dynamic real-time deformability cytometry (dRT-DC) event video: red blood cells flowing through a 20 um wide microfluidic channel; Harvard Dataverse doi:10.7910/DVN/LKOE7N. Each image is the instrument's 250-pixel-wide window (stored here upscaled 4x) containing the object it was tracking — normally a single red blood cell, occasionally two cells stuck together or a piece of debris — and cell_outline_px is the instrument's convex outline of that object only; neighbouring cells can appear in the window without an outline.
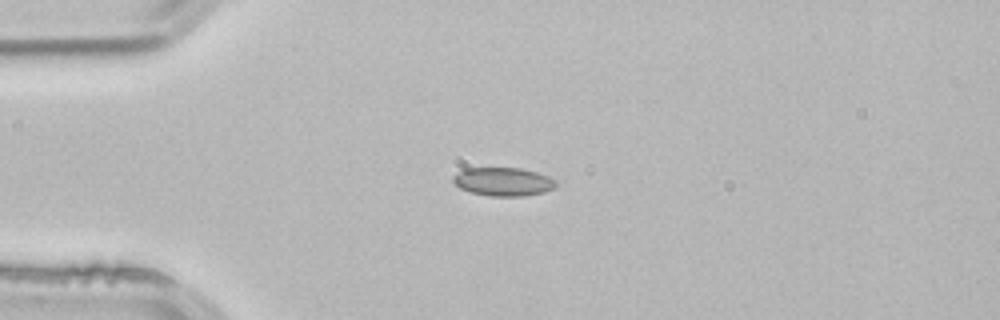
{"species": "common noctule bat (a hibernating species)", "species_latin": "Nyctalus noctula", "temperature_condition": "room temperature", "stored_images_in_passage": 2, "camera_frame_rate_fps": 3000, "um_per_image_px": 0.085, "animal": {"sex": "male", "body_mass_g": 21.5, "forearm_length_mm": 52.0}, "frame": {"image": 1, "passage_image": 2, "time_ms": 0.333, "image_size_px": [1000, 320], "cell_outline_px": [[556, 188], [544, 192], [524, 196], [492, 196], [472, 192], [460, 188], [452, 180], [452, 176], [464, 168], [520, 168], [536, 172], [548, 176], [556, 180]], "centroid_in_image_um": [42.79, 15.44], "position_along_channel_um": 42.2, "area_um2": 17.05}}